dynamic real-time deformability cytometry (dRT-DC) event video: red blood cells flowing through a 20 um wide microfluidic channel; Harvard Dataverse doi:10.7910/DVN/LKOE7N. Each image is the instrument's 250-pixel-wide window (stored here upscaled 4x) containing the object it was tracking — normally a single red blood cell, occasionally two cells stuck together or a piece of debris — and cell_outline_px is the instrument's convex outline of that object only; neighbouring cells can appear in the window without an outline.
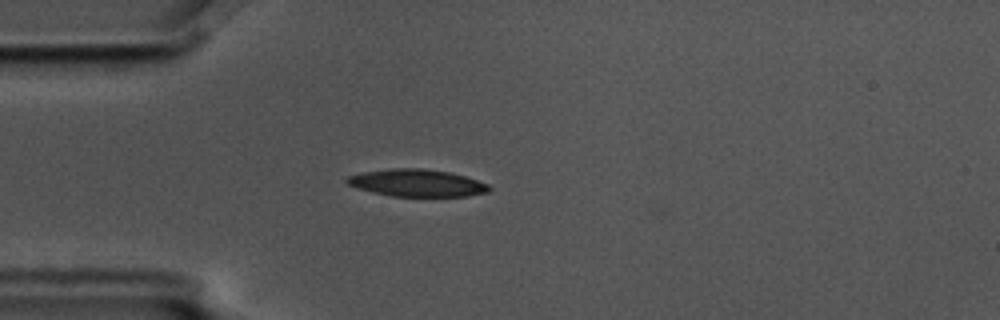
{"species": "common noctule bat (a hibernating species)", "species_latin": "Nyctalus noctula", "temperature_condition": "cold", "stored_images_in_passage": 3, "camera_frame_rate_fps": 3000, "um_per_image_px": 0.085, "animal": {"sex": "male", "body_mass_g": 17.5, "forearm_length_mm": 52.3}, "frame": {"image": 1, "passage_image": 3, "time_ms": 0.667, "image_size_px": [1000, 320], "cell_outline_px": [[492, 188], [488, 192], [468, 196], [392, 196], [360, 188], [348, 184], [344, 180], [348, 176], [364, 172], [392, 168], [420, 168], [448, 172], [464, 176], [488, 184]], "centroid_in_image_um": [35.47, 15.55], "position_along_channel_um": 49.5, "area_um2": 22.2}}